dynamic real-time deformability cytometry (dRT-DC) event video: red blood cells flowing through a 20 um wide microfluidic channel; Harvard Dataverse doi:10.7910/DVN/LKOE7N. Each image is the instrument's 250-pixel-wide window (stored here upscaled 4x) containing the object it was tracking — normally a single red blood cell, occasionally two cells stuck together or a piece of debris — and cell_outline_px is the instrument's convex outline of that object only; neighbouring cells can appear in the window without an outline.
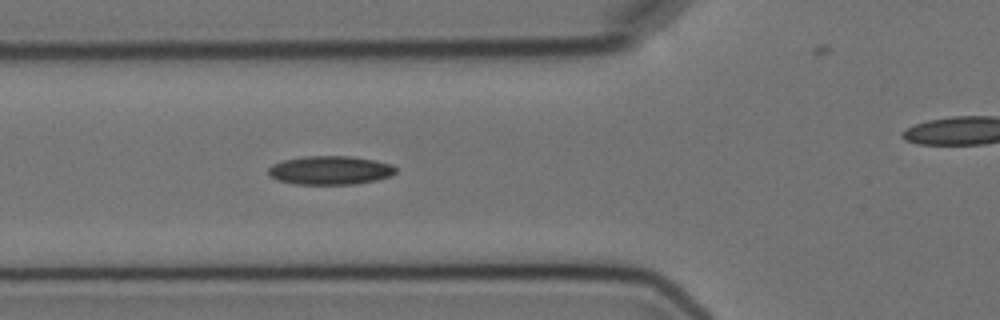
{"species": "Egyptian fruit bat (a non-hibernating species)", "species_latin": "Rousettus aegyptiacus", "temperature_condition": "cold", "stored_images_in_passage": 4, "segment_of_instrument_passage": [1, 2], "camera_frame_rate_fps": 3000, "um_per_image_px": 0.085, "animal": {"sex": "female"}, "frame": {"image": 1, "passage_image": 3, "time_ms": 2.0, "image_size_px": [1000, 320], "cell_outline_px": [[396, 172], [392, 176], [376, 180], [356, 184], [296, 184], [276, 180], [268, 176], [268, 168], [272, 164], [284, 160], [304, 156], [352, 156], [376, 160], [392, 164], [396, 168]], "centroid_in_image_um": [28.07, 14.47], "position_along_channel_um": 97.7, "area_um2": 21.56}}